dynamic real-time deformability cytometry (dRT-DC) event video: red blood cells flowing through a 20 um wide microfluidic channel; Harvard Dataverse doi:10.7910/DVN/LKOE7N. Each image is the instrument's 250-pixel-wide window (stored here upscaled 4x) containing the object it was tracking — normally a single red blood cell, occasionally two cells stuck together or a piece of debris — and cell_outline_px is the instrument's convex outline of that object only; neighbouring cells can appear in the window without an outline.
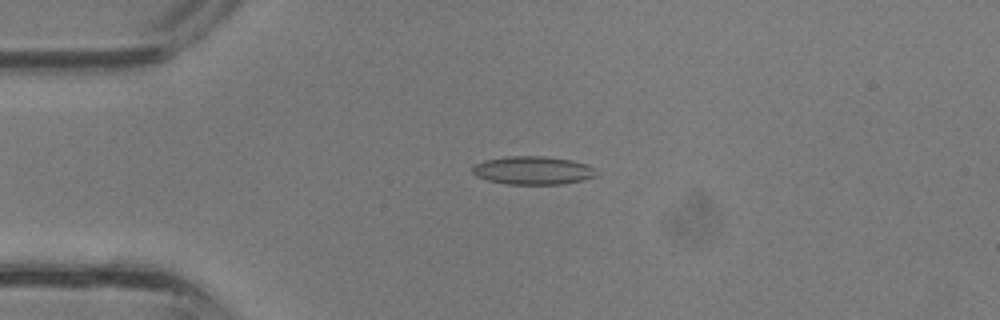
{"species": "common noctule bat (a hibernating species)", "species_latin": "Nyctalus noctula", "temperature_condition": "room temperature", "stored_images_in_passage": 33, "camera_frame_rate_fps": 3000, "um_per_image_px": 0.085, "animal": {"sex": "male", "body_mass_g": 13.3}, "frame": {"image": 1, "passage_image": 4, "time_ms": 1.0, "image_size_px": [1000, 320], "cell_outline_px": [[596, 176], [564, 184], [508, 184], [488, 180], [476, 176], [472, 172], [472, 164], [484, 160], [508, 156], [544, 156], [572, 160], [588, 164], [592, 168]], "centroid_in_image_um": [45.24, 14.47], "position_along_channel_um": 39.8, "area_um2": 20.35}}
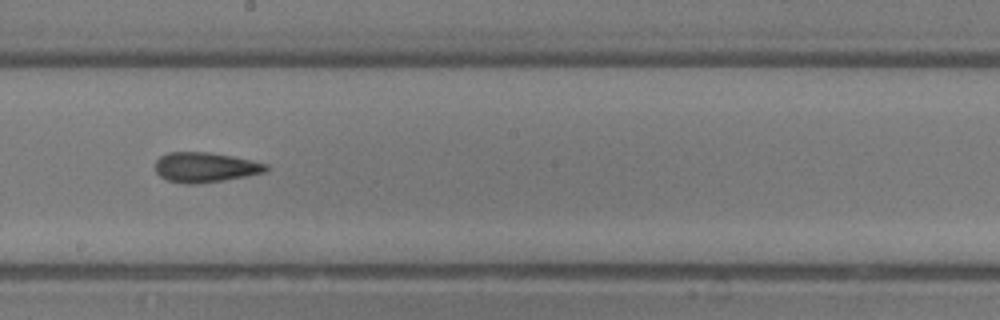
{"frame": {"image": 2, "passage_image": 16, "time_ms": 5.0, "image_size_px": [1000, 320], "cell_outline_px": [[268, 168], [264, 172], [224, 180], [196, 184], [184, 184], [168, 180], [160, 176], [156, 172], [156, 160], [160, 156], [168, 152], [208, 152], [232, 156], [268, 164]], "centroid_in_image_um": [17.41, 14.22], "position_along_channel_um": 230.8, "area_um2": 19.19}}
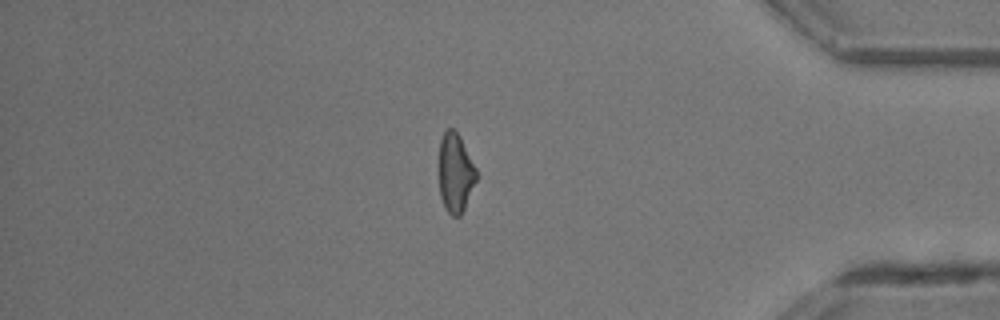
{"frame": {"image": 3, "passage_image": 27, "time_ms": 8.667, "image_size_px": [1000, 320], "cell_outline_px": [[476, 180], [464, 208], [460, 216], [452, 216], [444, 208], [440, 196], [440, 140], [444, 132], [448, 128], [452, 128], [460, 136], [476, 168]], "centroid_in_image_um": [38.71, 14.7], "position_along_channel_um": 396.5, "area_um2": 16.94}}